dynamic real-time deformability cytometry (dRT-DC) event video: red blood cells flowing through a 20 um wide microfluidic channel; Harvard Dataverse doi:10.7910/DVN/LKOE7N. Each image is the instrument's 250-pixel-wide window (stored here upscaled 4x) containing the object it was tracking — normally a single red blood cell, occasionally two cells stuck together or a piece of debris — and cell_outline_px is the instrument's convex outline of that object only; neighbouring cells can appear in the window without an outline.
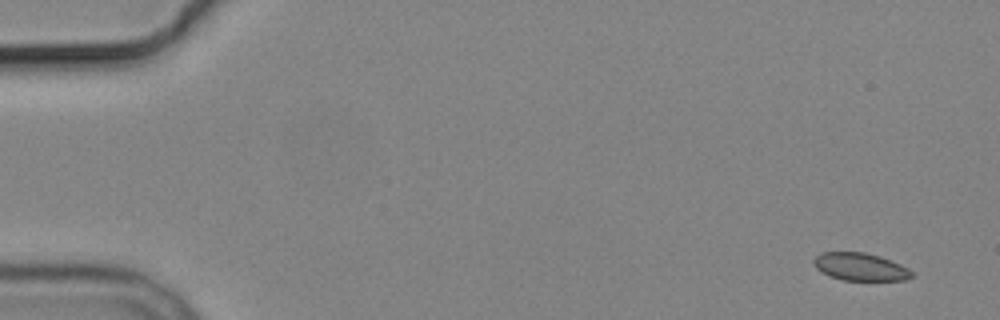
{"species": "common noctule bat (a hibernating species)", "species_latin": "Nyctalus noctula", "temperature_condition": "cold", "stored_images_in_passage": 9, "camera_frame_rate_fps": 3000, "um_per_image_px": 0.085, "animal": {"sex": "male", "body_mass_g": 19.2, "forearm_length_mm": 51.8}, "frame": {"image": 1, "passage_image": 1, "time_ms": 0.0, "image_size_px": [1000, 320], "cell_outline_px": [[912, 276], [904, 280], [844, 280], [832, 276], [816, 268], [812, 264], [812, 260], [820, 252], [864, 252], [880, 256], [900, 264], [908, 268], [912, 272]], "centroid_in_image_um": [73.1, 22.66], "position_along_channel_um": 11.9, "area_um2": 15.66}}
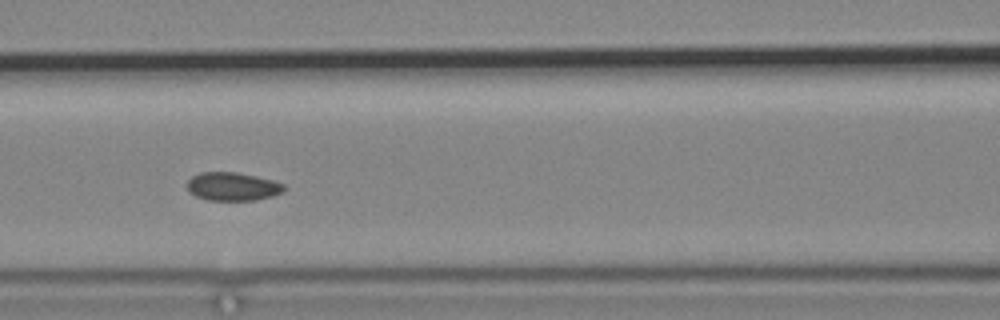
{"frame": {"image": 2, "passage_image": 7, "time_ms": 7.333, "image_size_px": [1000, 320], "cell_outline_px": [[288, 188], [284, 192], [272, 196], [256, 200], [208, 200], [196, 196], [188, 192], [188, 180], [192, 176], [200, 172], [236, 172], [256, 176], [272, 180], [284, 184]], "centroid_in_image_um": [19.8, 15.85], "position_along_channel_um": 146.8, "area_um2": 16.13}}
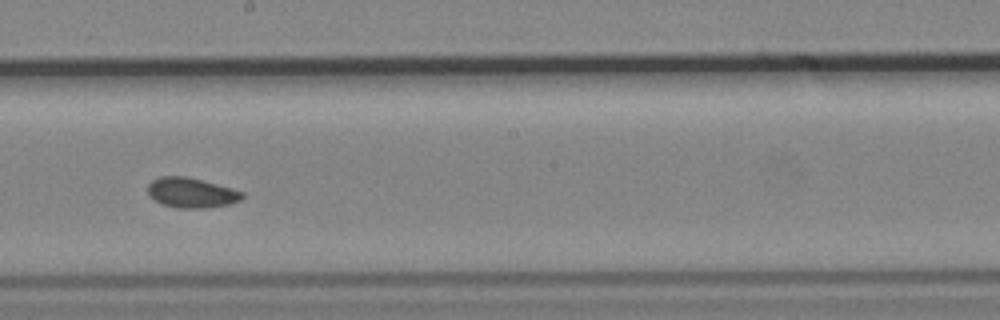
{"frame": {"image": 3, "passage_image": 9, "time_ms": 9.667, "image_size_px": [1000, 320], "cell_outline_px": [[244, 196], [240, 200], [228, 204], [208, 208], [176, 208], [164, 204], [156, 200], [148, 192], [148, 184], [152, 180], [160, 176], [184, 176], [232, 188], [244, 192]], "centroid_in_image_um": [16.28, 16.38], "position_along_channel_um": 231.9, "area_um2": 16.3}}